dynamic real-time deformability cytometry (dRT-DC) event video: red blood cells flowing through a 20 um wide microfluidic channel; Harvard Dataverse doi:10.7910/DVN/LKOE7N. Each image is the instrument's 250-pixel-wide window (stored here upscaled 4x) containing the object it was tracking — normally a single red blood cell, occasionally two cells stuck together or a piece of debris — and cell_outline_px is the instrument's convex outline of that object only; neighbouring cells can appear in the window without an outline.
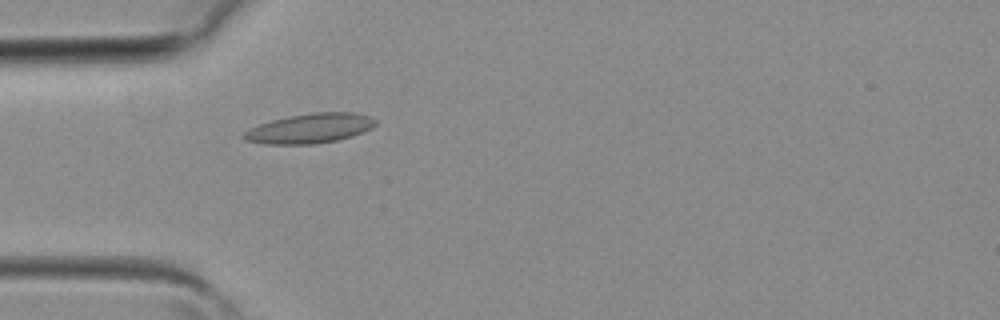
{"species": "common noctule bat (a hibernating species)", "species_latin": "Nyctalus noctula", "temperature_condition": "room temperature", "stored_images_in_passage": 3, "camera_frame_rate_fps": 3000, "um_per_image_px": 0.085, "animal": {"sex": "female", "body_mass_g": 19.3, "forearm_length_mm": 54.1}, "frame": {"image": 1, "passage_image": 3, "time_ms": 0.667, "image_size_px": [1000, 320], "cell_outline_px": [[376, 124], [372, 128], [352, 136], [336, 140], [316, 144], [264, 144], [244, 140], [244, 132], [260, 124], [272, 120], [288, 116], [312, 112], [356, 112], [372, 116], [376, 120]], "centroid_in_image_um": [26.39, 10.9], "position_along_channel_um": 58.6, "area_um2": 22.83}}